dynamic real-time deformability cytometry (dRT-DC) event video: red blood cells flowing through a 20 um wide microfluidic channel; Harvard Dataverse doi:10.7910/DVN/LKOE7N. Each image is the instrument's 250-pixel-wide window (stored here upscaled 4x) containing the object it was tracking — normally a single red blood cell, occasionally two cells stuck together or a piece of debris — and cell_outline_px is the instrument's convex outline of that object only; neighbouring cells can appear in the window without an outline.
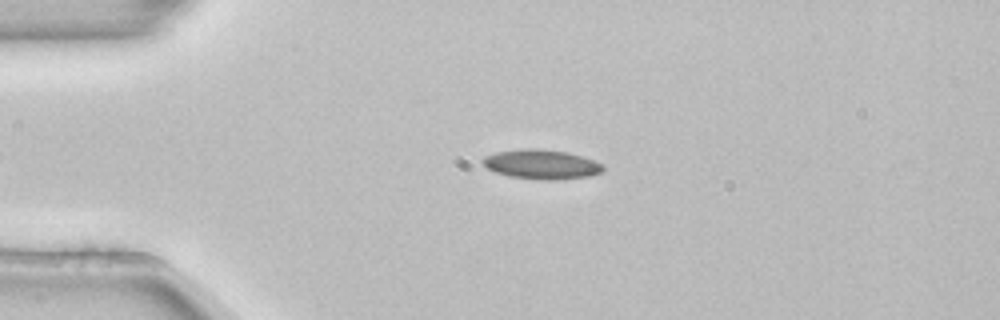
{"species": "common noctule bat (a hibernating species)", "species_latin": "Nyctalus noctula", "temperature_condition": "room temperature", "stored_images_in_passage": 36, "camera_frame_rate_fps": 3000, "um_per_image_px": 0.085, "animal": {"sex": "female", "body_mass_g": 22.7, "forearm_length_mm": 54.2}, "frame": {"image": 1, "passage_image": 1, "time_ms": 0.0, "image_size_px": [1000, 320], "cell_outline_px": [[604, 172], [588, 176], [556, 180], [540, 180], [512, 176], [496, 172], [488, 168], [480, 160], [484, 156], [496, 152], [524, 148], [536, 148], [568, 152], [604, 164]], "centroid_in_image_um": [46.04, 13.96], "position_along_channel_um": 39.0, "area_um2": 20.63}}
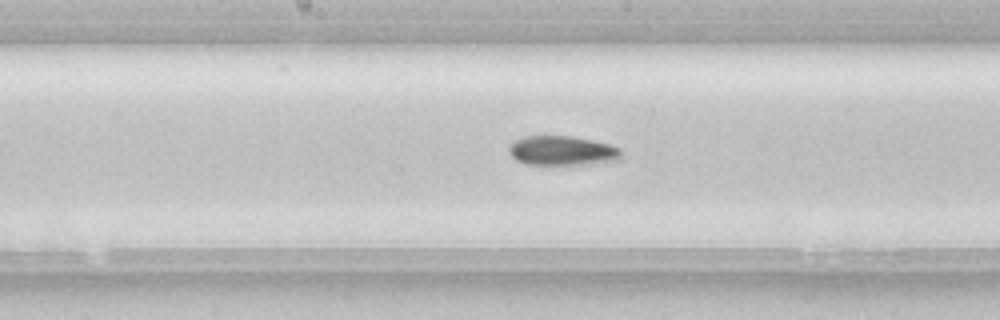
{"frame": {"image": 2, "passage_image": 16, "time_ms": 5.0, "image_size_px": [1000, 320], "cell_outline_px": [[620, 160], [592, 164], [524, 164], [516, 160], [508, 152], [508, 144], [524, 136], [572, 136], [592, 140], [608, 144], [620, 148]], "centroid_in_image_um": [47.76, 12.81], "position_along_channel_um": 200.4, "area_um2": 19.36}}
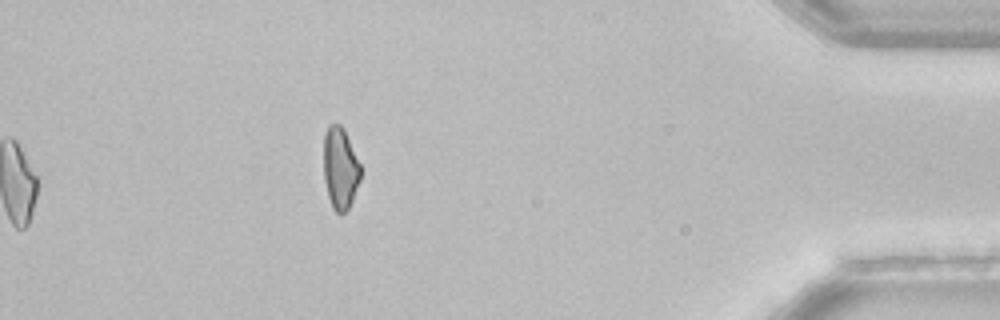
{"frame": {"image": 3, "passage_image": 36, "time_ms": 11.667, "image_size_px": [1000, 320], "cell_outline_px": [[360, 180], [352, 200], [348, 208], [344, 212], [336, 212], [332, 208], [328, 196], [324, 180], [324, 132], [328, 124], [340, 124], [344, 128], [360, 164]], "centroid_in_image_um": [28.9, 14.26], "position_along_channel_um": 406.3, "area_um2": 17.57}}